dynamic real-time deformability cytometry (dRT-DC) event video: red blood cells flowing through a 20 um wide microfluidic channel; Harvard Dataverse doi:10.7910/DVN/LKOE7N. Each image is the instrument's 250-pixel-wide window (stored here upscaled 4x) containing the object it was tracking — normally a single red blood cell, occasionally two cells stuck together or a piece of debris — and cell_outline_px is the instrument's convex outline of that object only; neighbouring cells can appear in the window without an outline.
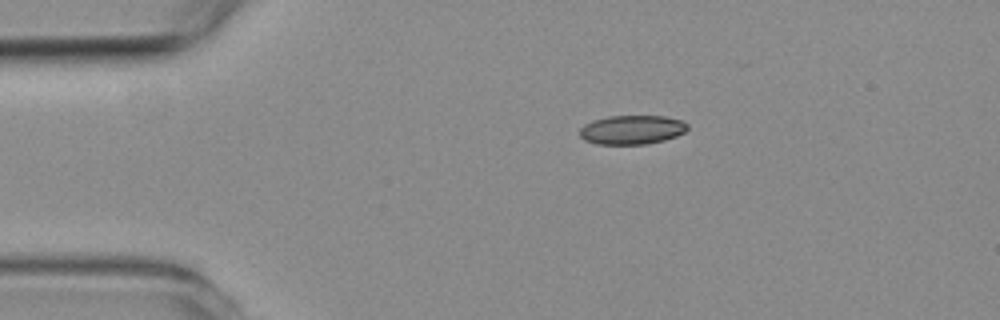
{"species": "common noctule bat (a hibernating species)", "species_latin": "Nyctalus noctula", "temperature_condition": "room temperature", "stored_images_in_passage": 3, "camera_frame_rate_fps": 3000, "um_per_image_px": 0.085, "animal": {"sex": "female", "body_mass_g": 19.3, "forearm_length_mm": 54.1}, "frame": {"image": 1, "passage_image": 3, "time_ms": 2.333, "image_size_px": [1000, 320], "cell_outline_px": [[688, 128], [684, 132], [676, 136], [664, 140], [648, 144], [596, 144], [584, 140], [580, 136], [580, 128], [584, 124], [592, 120], [608, 116], [664, 116], [680, 120], [688, 124]], "centroid_in_image_um": [53.69, 11.03], "position_along_channel_um": 31.3, "area_um2": 18.32}}